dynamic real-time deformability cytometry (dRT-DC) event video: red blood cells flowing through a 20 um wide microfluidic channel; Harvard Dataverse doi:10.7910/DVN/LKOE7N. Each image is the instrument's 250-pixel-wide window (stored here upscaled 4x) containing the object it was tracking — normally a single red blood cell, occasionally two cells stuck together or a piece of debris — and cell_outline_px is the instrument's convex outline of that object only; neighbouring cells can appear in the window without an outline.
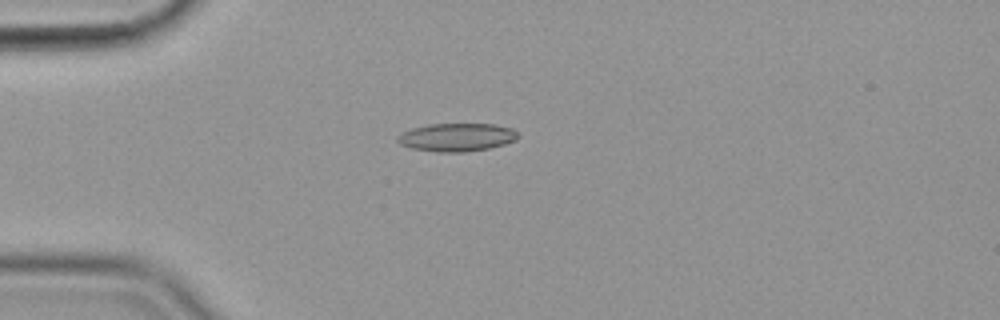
{"species": "common noctule bat (a hibernating species)", "species_latin": "Nyctalus noctula", "temperature_condition": "cold", "stored_images_in_passage": 44, "camera_frame_rate_fps": 3000, "um_per_image_px": 0.085, "animal": {"sex": "female", "body_mass_g": 19.9}, "frame": {"image": 1, "passage_image": 3, "time_ms": 0.667, "image_size_px": [1000, 320], "cell_outline_px": [[520, 136], [516, 140], [504, 144], [488, 148], [464, 152], [436, 152], [412, 148], [400, 144], [396, 140], [396, 136], [400, 132], [412, 128], [428, 124], [496, 124], [512, 128]], "centroid_in_image_um": [38.8, 11.66], "position_along_channel_um": 46.2, "area_um2": 19.88}}
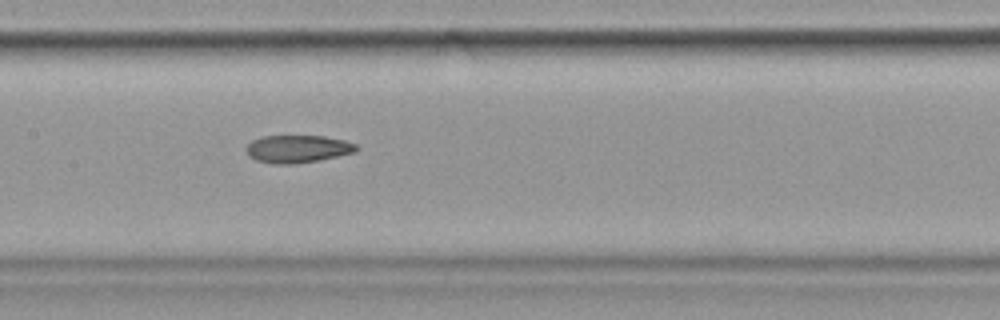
{"frame": {"image": 2, "passage_image": 16, "time_ms": 5.0, "image_size_px": [1000, 320], "cell_outline_px": [[360, 148], [356, 152], [320, 160], [292, 164], [276, 164], [256, 160], [248, 156], [244, 148], [252, 140], [264, 136], [324, 136], [344, 140], [356, 144]], "centroid_in_image_um": [25.3, 12.66], "position_along_channel_um": 182.1, "area_um2": 17.86}}
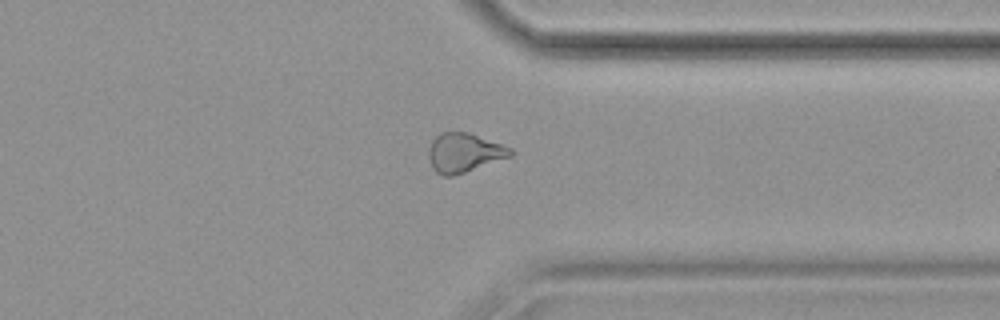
{"frame": {"image": 3, "passage_image": 32, "time_ms": 10.333, "image_size_px": [1000, 320], "cell_outline_px": [[512, 156], [452, 176], [444, 176], [436, 172], [432, 168], [428, 156], [428, 148], [432, 140], [440, 132], [468, 132], [512, 148]], "centroid_in_image_um": [39.42, 12.97], "position_along_channel_um": 372.0, "area_um2": 18.55}, "authors_computed_cell_mechanics": {"area_um2": 18.9295, "velocity_mm_per_s": 3.5772, "shape_relaxation_time_tau1_ms": null, "shape_relaxation_time_tau2_ms": 4.7647, "deformation_change_tau1": null, "deformation_change_tau2": 0.1281}}